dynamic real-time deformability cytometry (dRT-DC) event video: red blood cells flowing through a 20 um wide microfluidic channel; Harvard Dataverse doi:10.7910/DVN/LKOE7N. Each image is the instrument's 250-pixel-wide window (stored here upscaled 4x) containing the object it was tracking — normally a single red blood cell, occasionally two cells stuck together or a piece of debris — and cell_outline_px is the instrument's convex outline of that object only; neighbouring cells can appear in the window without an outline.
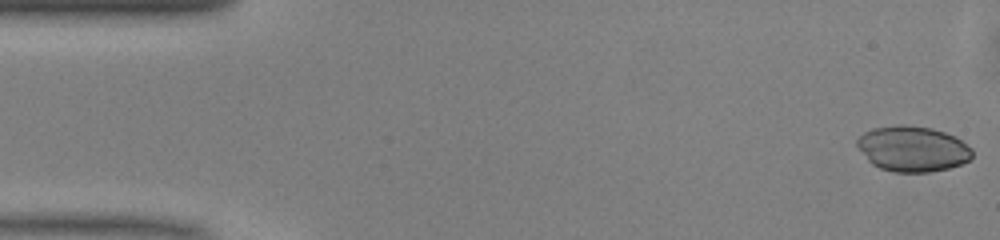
{"species": "common noctule bat (a hibernating species)", "species_latin": "Nyctalus noctula", "temperature_condition": "warm", "stored_images_in_passage": 49, "camera_frame_rate_fps": 3000, "um_per_image_px": 0.085, "animal": {"sex": "male", "body_mass_g": 13.0, "forearm_length_mm": 53.1}, "frame": {"image": 1, "passage_image": 1, "time_ms": 0.0, "image_size_px": [1000, 240], "cell_outline_px": [[972, 156], [968, 160], [960, 164], [948, 168], [928, 172], [896, 172], [880, 168], [872, 164], [868, 160], [856, 144], [856, 140], [864, 132], [872, 128], [896, 124], [904, 124], [932, 128], [956, 136], [972, 148]], "centroid_in_image_um": [77.57, 12.63], "position_along_channel_um": 7.4, "area_um2": 30.58}}